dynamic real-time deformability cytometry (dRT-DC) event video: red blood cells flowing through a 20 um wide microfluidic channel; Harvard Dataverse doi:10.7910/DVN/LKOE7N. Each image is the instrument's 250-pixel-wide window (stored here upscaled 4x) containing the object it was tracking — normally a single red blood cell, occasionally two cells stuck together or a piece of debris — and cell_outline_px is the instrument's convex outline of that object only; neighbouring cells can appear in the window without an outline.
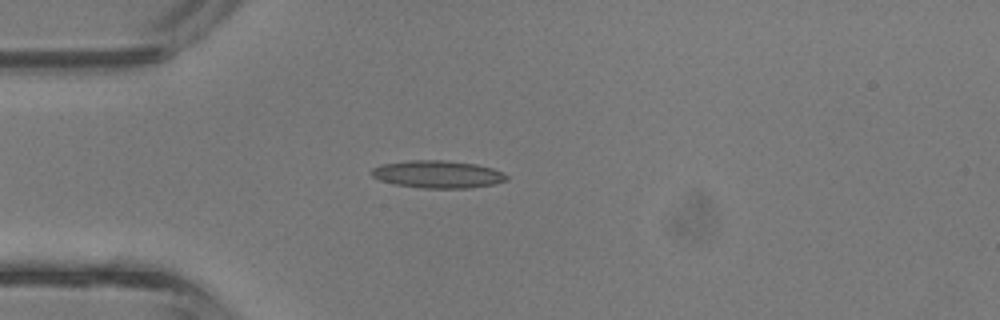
{"species": "common noctule bat (a hibernating species)", "species_latin": "Nyctalus noctula", "temperature_condition": "room temperature", "stored_images_in_passage": 1, "camera_frame_rate_fps": 3000, "um_per_image_px": 0.085, "animal": {"sex": "male", "body_mass_g": 13.3}, "frame": {"image": 1, "passage_image": 1, "time_ms": 0.0, "image_size_px": [1000, 320], "cell_outline_px": [[508, 180], [492, 184], [468, 188], [424, 188], [392, 184], [380, 180], [372, 176], [368, 172], [372, 168], [380, 164], [408, 160], [444, 160], [476, 164], [492, 168], [508, 176]], "centroid_in_image_um": [37.14, 14.81], "position_along_channel_um": 47.9, "area_um2": 21.73}}